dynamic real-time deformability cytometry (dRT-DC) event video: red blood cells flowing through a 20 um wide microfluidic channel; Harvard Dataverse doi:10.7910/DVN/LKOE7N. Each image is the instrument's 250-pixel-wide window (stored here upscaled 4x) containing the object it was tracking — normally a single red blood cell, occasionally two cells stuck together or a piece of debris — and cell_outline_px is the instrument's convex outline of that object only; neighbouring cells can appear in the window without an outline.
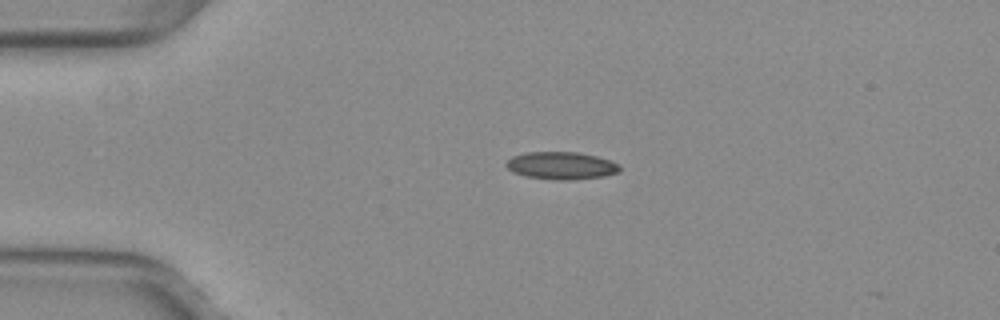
{"species": "common noctule bat (a hibernating species)", "species_latin": "Nyctalus noctula", "temperature_condition": "warm", "stored_images_in_passage": 13, "camera_frame_rate_fps": 3000, "um_per_image_px": 0.085, "animal": {"sex": "female", "body_mass_g": 29.2, "forearm_length_mm": 56.3}, "frame": {"image": 1, "passage_image": 12, "time_ms": 3.667, "image_size_px": [1000, 320], "cell_outline_px": [[620, 172], [604, 176], [568, 180], [560, 180], [528, 176], [512, 172], [504, 164], [512, 156], [528, 152], [576, 152], [596, 156], [620, 164]], "centroid_in_image_um": [47.72, 14.07], "position_along_channel_um": 37.3, "area_um2": 18.03}}